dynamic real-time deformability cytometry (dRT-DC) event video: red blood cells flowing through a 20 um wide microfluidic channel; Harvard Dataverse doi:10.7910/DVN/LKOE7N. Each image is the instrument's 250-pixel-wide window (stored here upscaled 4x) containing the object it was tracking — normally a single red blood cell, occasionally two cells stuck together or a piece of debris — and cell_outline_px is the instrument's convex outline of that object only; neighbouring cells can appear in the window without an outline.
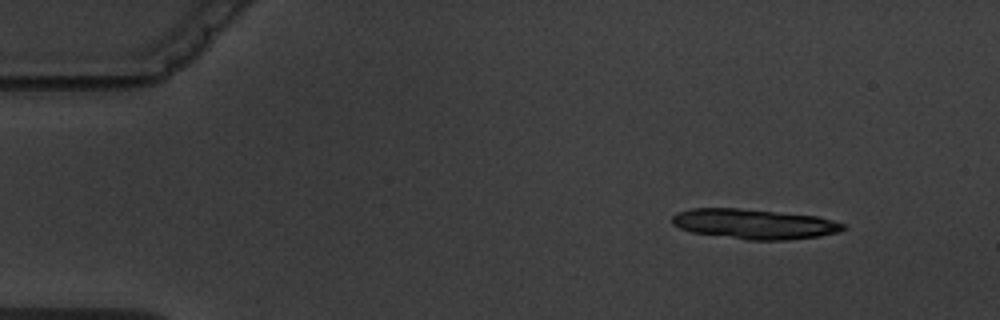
{"species": "common noctule bat (a hibernating species)", "species_latin": "Nyctalus noctula", "temperature_condition": "warm", "stored_images_in_passage": 4, "camera_frame_rate_fps": 3000, "um_per_image_px": 0.085, "animal": {"sex": "male", "body_mass_g": 19.5, "forearm_length_mm": 54.6}, "frame": {"image": 1, "passage_image": 1, "time_ms": 0.0, "image_size_px": [1000, 320], "cell_outline_px": [[848, 228], [840, 232], [820, 236], [784, 240], [748, 240], [692, 232], [680, 228], [672, 224], [672, 216], [676, 212], [692, 208], [740, 208], [816, 216], [832, 220], [844, 224]], "centroid_in_image_um": [64.11, 19.04], "position_along_channel_um": 20.9, "area_um2": 29.94}}